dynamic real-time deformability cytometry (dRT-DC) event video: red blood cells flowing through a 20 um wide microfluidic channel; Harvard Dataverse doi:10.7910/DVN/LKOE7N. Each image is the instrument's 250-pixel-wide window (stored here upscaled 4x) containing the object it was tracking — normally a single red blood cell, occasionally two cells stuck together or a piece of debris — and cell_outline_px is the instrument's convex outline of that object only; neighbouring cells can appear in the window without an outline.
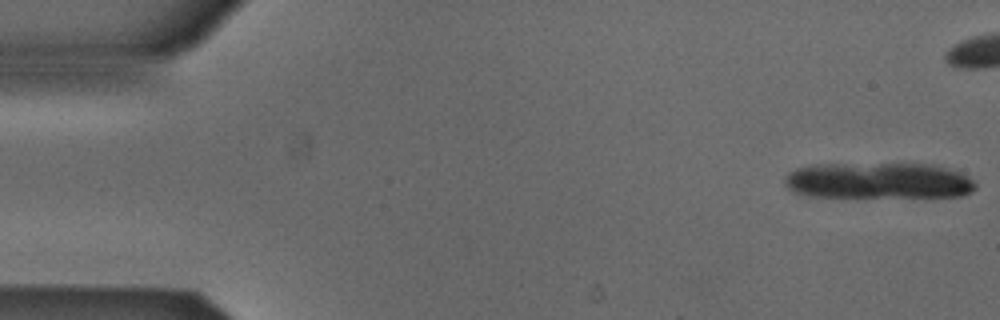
{"species": "Egyptian fruit bat (a non-hibernating species)", "species_latin": "Rousettus aegyptiacus", "temperature_condition": "cold", "stored_images_in_passage": 11, "camera_frame_rate_fps": 3000, "um_per_image_px": 0.085, "animal": {"sex": "male"}, "frame": {"image": 1, "passage_image": 1, "time_ms": 0.0, "image_size_px": [1000, 320], "cell_outline_px": [[976, 188], [972, 192], [964, 196], [812, 196], [792, 192], [784, 184], [784, 176], [788, 172], [796, 168], [812, 164], [940, 164], [960, 172], [968, 176], [976, 184]], "centroid_in_image_um": [74.67, 15.34], "position_along_channel_um": 10.3, "area_um2": 40.4}}